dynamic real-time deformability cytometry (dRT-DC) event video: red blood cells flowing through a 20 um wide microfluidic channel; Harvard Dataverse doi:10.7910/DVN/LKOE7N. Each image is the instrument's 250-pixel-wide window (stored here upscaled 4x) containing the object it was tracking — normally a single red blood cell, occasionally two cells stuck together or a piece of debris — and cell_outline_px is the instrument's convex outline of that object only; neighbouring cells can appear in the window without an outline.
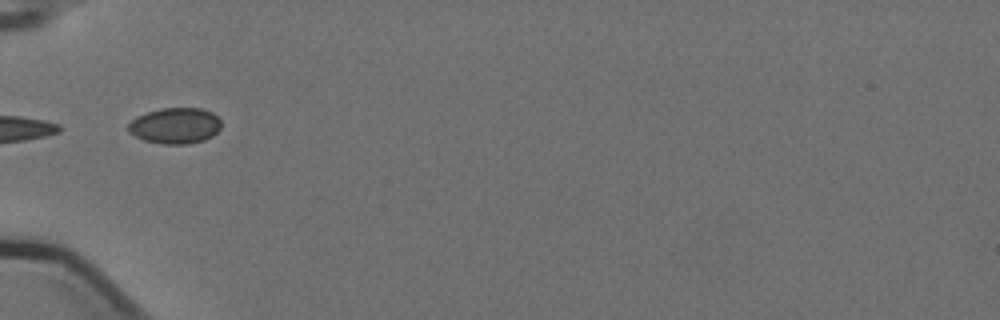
{"species": "Egyptian fruit bat (a non-hibernating species)", "species_latin": "Rousettus aegyptiacus", "temperature_condition": "cold", "stored_images_in_passage": 8, "camera_frame_rate_fps": 3000, "um_per_image_px": 0.085, "animal": {"sex": "female"}, "frame": {"image": 1, "passage_image": 3, "time_ms": 0.667, "image_size_px": [1000, 320], "cell_outline_px": [[220, 128], [212, 136], [204, 140], [188, 144], [164, 144], [144, 140], [128, 132], [128, 124], [136, 116], [160, 108], [200, 108], [212, 112], [220, 120]], "centroid_in_image_um": [14.88, 10.68], "position_along_channel_um": 70.1, "area_um2": 19.42}}
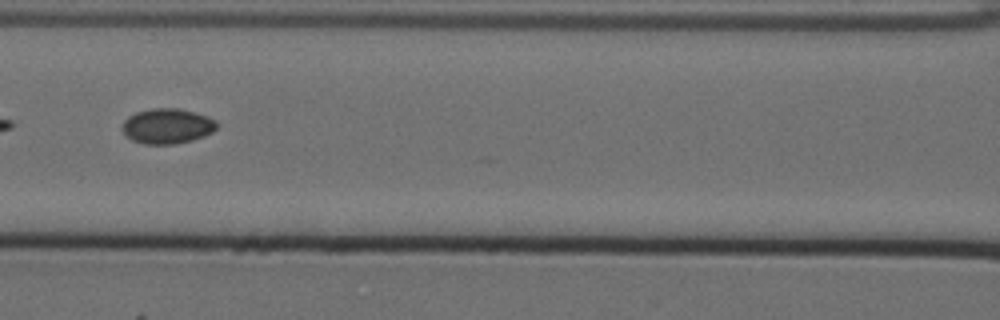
{"frame": {"image": 2, "passage_image": 5, "time_ms": 1.333, "image_size_px": [1000, 320], "cell_outline_px": [[216, 128], [212, 132], [204, 136], [192, 140], [172, 144], [144, 144], [132, 140], [120, 128], [124, 120], [128, 116], [136, 112], [152, 108], [180, 108], [196, 112], [208, 116], [216, 120]], "centroid_in_image_um": [14.21, 10.7], "position_along_channel_um": 152.4, "area_um2": 19.48}}
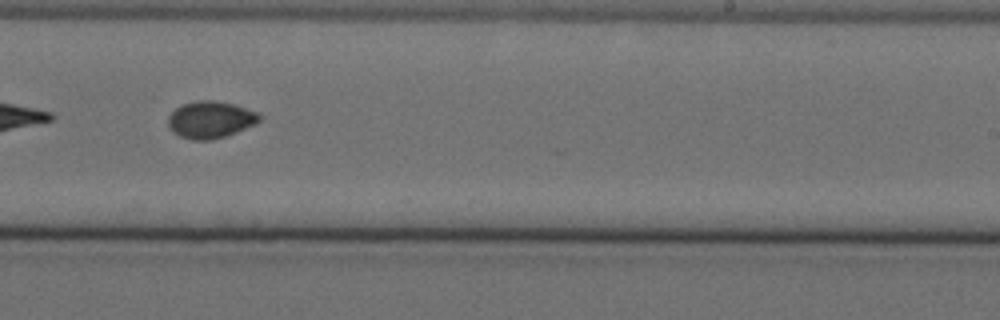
{"frame": {"image": 3, "passage_image": 8, "time_ms": 2.333, "image_size_px": [1000, 320], "cell_outline_px": [[260, 120], [256, 124], [228, 136], [212, 140], [192, 140], [180, 136], [172, 132], [168, 128], [168, 116], [176, 108], [184, 104], [200, 100], [216, 100], [232, 104], [256, 112], [260, 116]], "centroid_in_image_um": [17.87, 10.19], "position_along_channel_um": 271.1, "area_um2": 19.71}}